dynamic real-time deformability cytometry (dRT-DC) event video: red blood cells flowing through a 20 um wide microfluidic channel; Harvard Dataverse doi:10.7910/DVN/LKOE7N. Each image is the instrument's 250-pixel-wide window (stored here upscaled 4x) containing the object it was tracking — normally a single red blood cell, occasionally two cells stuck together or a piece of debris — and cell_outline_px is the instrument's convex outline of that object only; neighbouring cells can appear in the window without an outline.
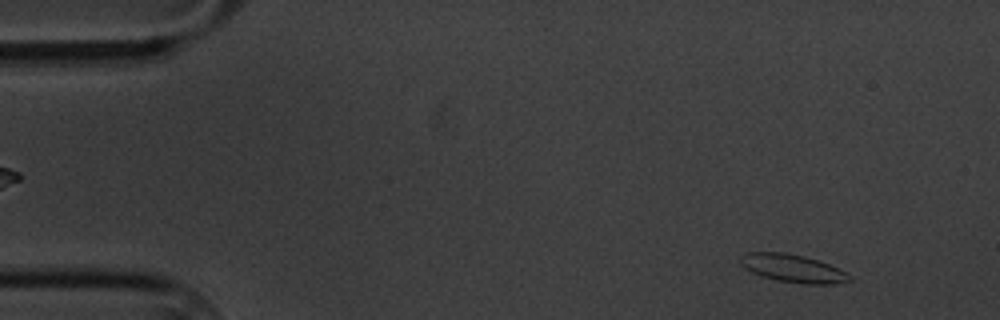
{"species": "common noctule bat (a hibernating species)", "species_latin": "Nyctalus noctula", "temperature_condition": "cold", "stored_images_in_passage": 59, "camera_frame_rate_fps": 3000, "um_per_image_px": 0.085, "animal": {"sex": "male", "body_mass_g": 20.1, "forearm_length_mm": 53.5}, "frame": {"image": 1, "passage_image": 5, "time_ms": 1.333, "image_size_px": [1000, 320], "cell_outline_px": [[852, 280], [832, 284], [804, 284], [776, 280], [760, 276], [744, 268], [740, 264], [740, 256], [744, 252], [784, 252], [804, 256], [828, 264], [852, 276]], "centroid_in_image_um": [67.33, 22.81], "position_along_channel_um": 17.7, "area_um2": 17.74}}
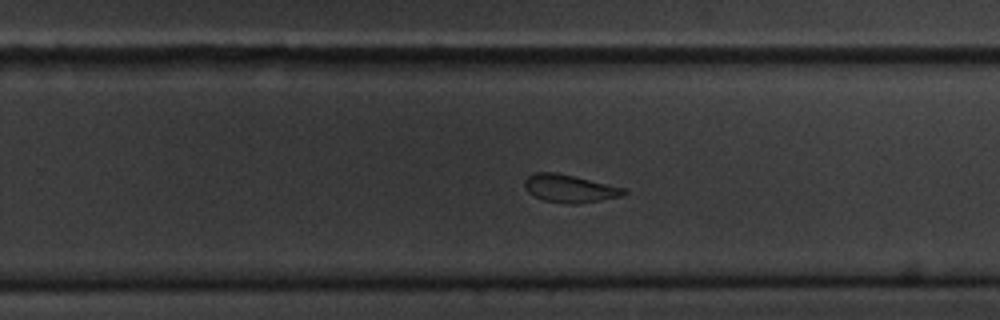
{"frame": {"image": 2, "passage_image": 37, "time_ms": 12.0, "image_size_px": [1000, 320], "cell_outline_px": [[628, 192], [620, 196], [600, 200], [572, 204], [568, 204], [544, 200], [528, 192], [524, 188], [524, 180], [532, 172], [556, 172], [624, 188]], "centroid_in_image_um": [48.36, 16.01], "position_along_channel_um": 281.4, "area_um2": 15.84}}
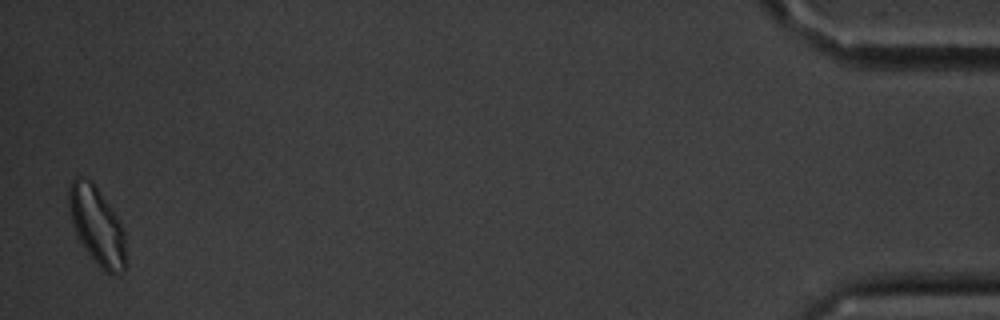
{"frame": {"image": 3, "passage_image": 58, "time_ms": 19.0, "image_size_px": [1000, 320], "cell_outline_px": [[124, 268], [120, 272], [104, 272], [84, 248], [72, 224], [68, 204], [68, 188], [72, 180], [76, 176], [84, 176], [92, 180], [120, 220], [124, 232]], "centroid_in_image_um": [8.2, 19.1], "position_along_channel_um": 427.0, "area_um2": 25.55}, "authors_computed_cell_mechanics": {"area_um2": 17.3978, "velocity_mm_per_s": 3.3399, "shape_relaxation_time_tau1_ms": 3.5956, "shape_relaxation_time_tau2_ms": 2.7753, "deformation_change_tau1": 0.1046, "deformation_change_tau2": 0.0772}}